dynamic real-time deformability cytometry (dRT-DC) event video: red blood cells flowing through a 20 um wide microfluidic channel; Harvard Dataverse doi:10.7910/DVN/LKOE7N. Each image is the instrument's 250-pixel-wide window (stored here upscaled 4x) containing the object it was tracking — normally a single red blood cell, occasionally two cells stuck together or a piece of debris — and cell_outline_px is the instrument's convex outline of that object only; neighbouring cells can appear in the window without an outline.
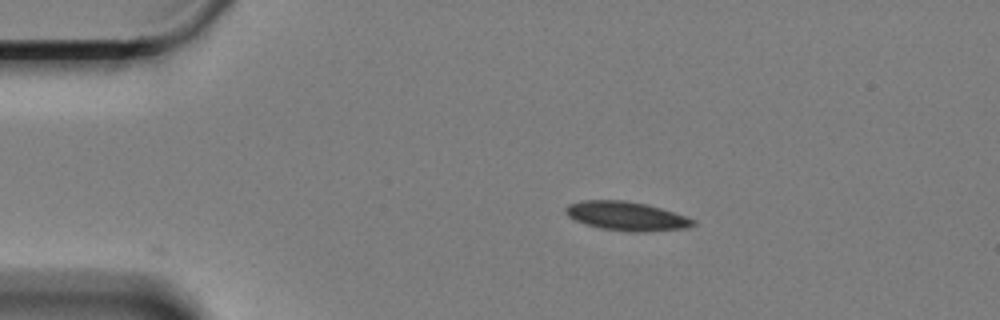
{"species": "Egyptian fruit bat (a non-hibernating species)", "species_latin": "Rousettus aegyptiacus", "temperature_condition": "cold", "stored_images_in_passage": 2, "camera_frame_rate_fps": 3000, "um_per_image_px": 0.085, "animal": {"sex": "female"}, "frame": {"image": 1, "passage_image": 1, "time_ms": 0.0, "image_size_px": [1000, 320], "cell_outline_px": [[696, 224], [684, 228], [640, 232], [628, 232], [600, 228], [576, 220], [568, 216], [564, 212], [564, 208], [568, 204], [584, 200], [624, 200], [648, 204], [696, 220]], "centroid_in_image_um": [53.22, 18.36], "position_along_channel_um": 31.8, "area_um2": 21.33}}